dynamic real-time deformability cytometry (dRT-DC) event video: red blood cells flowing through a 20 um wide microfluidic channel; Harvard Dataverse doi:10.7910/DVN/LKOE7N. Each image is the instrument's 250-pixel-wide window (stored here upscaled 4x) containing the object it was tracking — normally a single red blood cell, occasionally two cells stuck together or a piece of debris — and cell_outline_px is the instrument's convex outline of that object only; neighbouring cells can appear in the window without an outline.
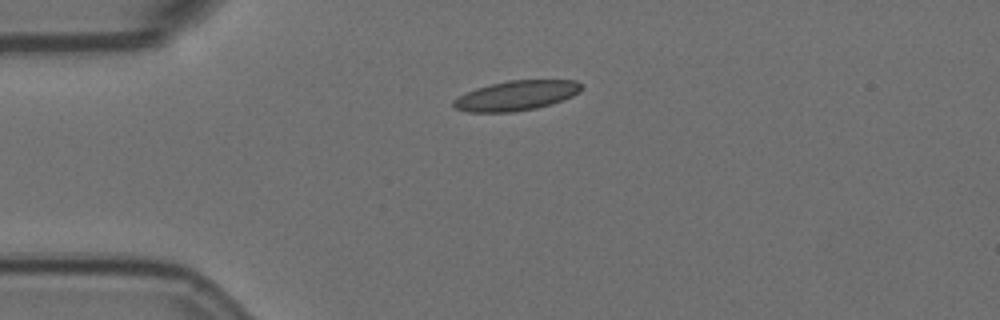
{"species": "Egyptian fruit bat (a non-hibernating species)", "species_latin": "Rousettus aegyptiacus", "temperature_condition": "room temperature", "stored_images_in_passage": 39, "camera_frame_rate_fps": 3000, "um_per_image_px": 0.085, "animal": {"sex": "female"}, "frame": {"image": 1, "passage_image": 1, "time_ms": 0.0, "image_size_px": [1000, 320], "cell_outline_px": [[580, 92], [572, 96], [552, 104], [536, 108], [512, 112], [468, 112], [452, 108], [452, 100], [476, 88], [508, 80], [576, 80], [580, 84]], "centroid_in_image_um": [43.86, 8.13], "position_along_channel_um": 41.1, "area_um2": 22.14}}
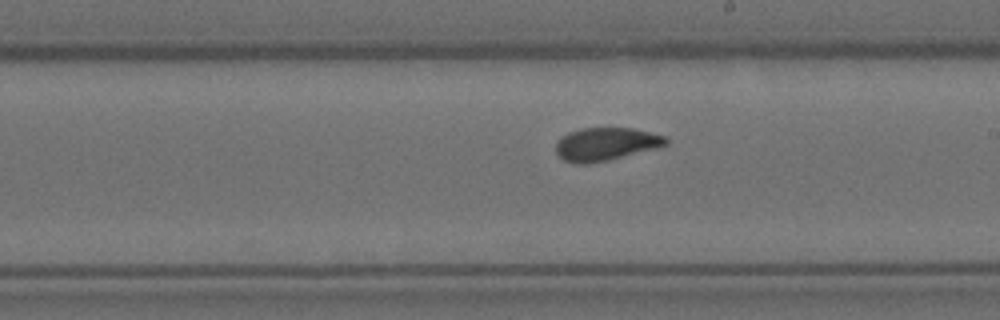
{"frame": {"image": 2, "passage_image": 20, "time_ms": 6.333, "image_size_px": [1000, 320], "cell_outline_px": [[668, 144], [656, 148], [608, 160], [588, 164], [572, 164], [564, 160], [556, 152], [556, 140], [560, 136], [568, 132], [580, 128], [632, 128], [664, 136], [668, 140]], "centroid_in_image_um": [51.43, 12.25], "position_along_channel_um": 237.6, "area_um2": 21.21}}
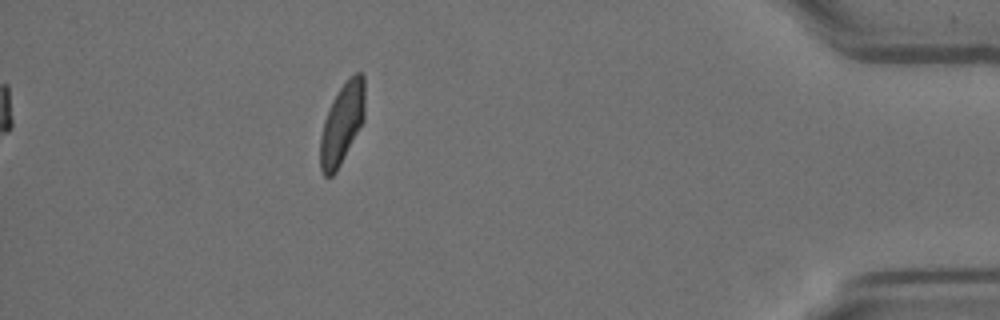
{"frame": {"image": 3, "passage_image": 39, "time_ms": 12.667, "image_size_px": [1000, 320], "cell_outline_px": [[364, 120], [336, 172], [332, 176], [324, 176], [320, 168], [320, 136], [324, 120], [332, 100], [340, 88], [356, 72], [360, 72], [364, 76]], "centroid_in_image_um": [29.06, 10.53], "position_along_channel_um": 406.1, "area_um2": 20.75}, "authors_computed_cell_mechanics": {"area_um2": 21.6172, "velocity_mm_per_s": 3.4906, "shape_relaxation_time_tau1_ms": 8.1412, "shape_relaxation_time_tau2_ms": 1.0657, "deformation_change_tau1": 0.1684, "deformation_change_tau2": 0.0686}}